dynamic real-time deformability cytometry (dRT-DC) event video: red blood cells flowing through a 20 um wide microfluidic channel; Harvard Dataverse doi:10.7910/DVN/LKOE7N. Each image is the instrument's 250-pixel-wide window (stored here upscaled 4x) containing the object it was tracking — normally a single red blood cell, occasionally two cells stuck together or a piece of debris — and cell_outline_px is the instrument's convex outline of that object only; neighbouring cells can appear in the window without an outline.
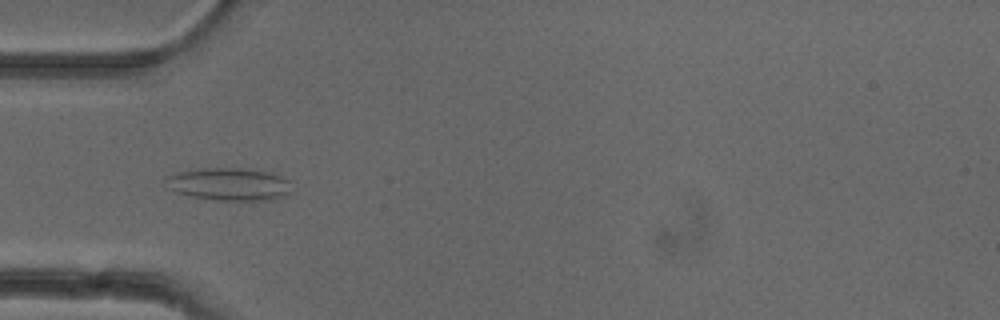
{"species": "common noctule bat (a hibernating species)", "species_latin": "Nyctalus noctula", "temperature_condition": "cold", "stored_images_in_passage": 8, "camera_frame_rate_fps": 3000, "um_per_image_px": 0.085, "animal": {"sex": "female"}, "frame": {"image": 1, "passage_image": 5, "time_ms": 1.333, "image_size_px": [1000, 320], "cell_outline_px": [[292, 192], [284, 196], [272, 200], [212, 200], [192, 196], [176, 192], [168, 188], [164, 180], [164, 176], [180, 172], [200, 168], [240, 168], [268, 172], [280, 176], [288, 180]], "centroid_in_image_um": [19.45, 15.66], "position_along_channel_um": 65.5, "area_um2": 24.04}}
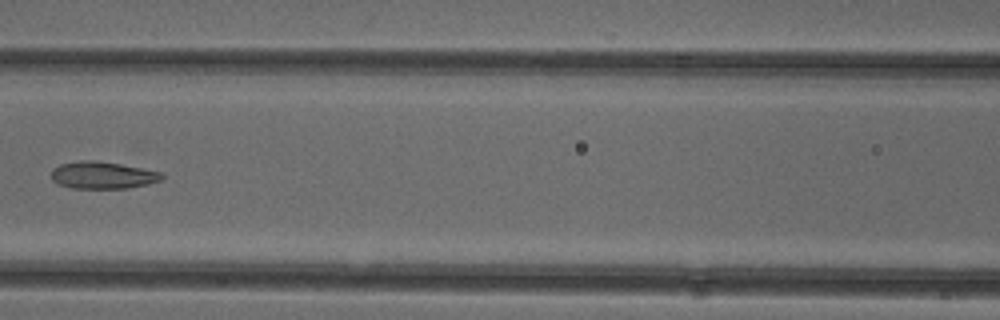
{"frame": {"image": 2, "passage_image": 7, "time_ms": 2.0, "image_size_px": [1000, 320], "cell_outline_px": [[164, 176], [160, 180], [148, 184], [128, 188], [72, 188], [60, 184], [52, 180], [52, 168], [60, 164], [80, 160], [92, 160], [120, 164], [160, 172]], "centroid_in_image_um": [8.7, 14.89], "position_along_channel_um": 157.9, "area_um2": 17.28}}
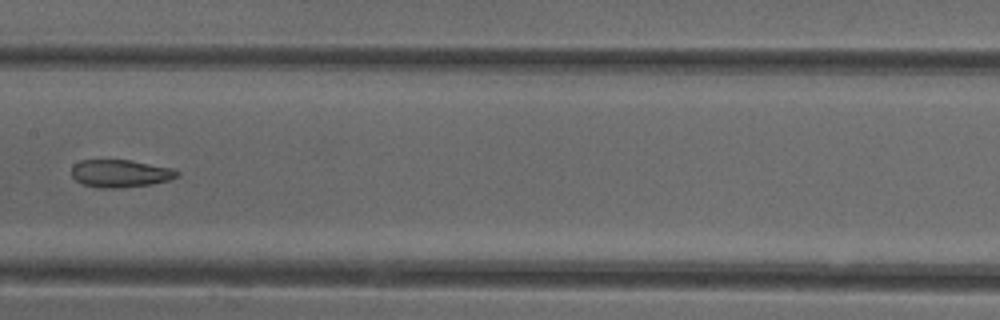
{"frame": {"image": 3, "passage_image": 8, "time_ms": 2.333, "image_size_px": [1000, 320], "cell_outline_px": [[180, 176], [168, 180], [152, 184], [116, 188], [96, 188], [84, 184], [76, 180], [72, 176], [72, 164], [80, 160], [128, 160], [172, 168], [180, 172]], "centroid_in_image_um": [10.22, 14.74], "position_along_channel_um": 197.2, "area_um2": 16.99}}